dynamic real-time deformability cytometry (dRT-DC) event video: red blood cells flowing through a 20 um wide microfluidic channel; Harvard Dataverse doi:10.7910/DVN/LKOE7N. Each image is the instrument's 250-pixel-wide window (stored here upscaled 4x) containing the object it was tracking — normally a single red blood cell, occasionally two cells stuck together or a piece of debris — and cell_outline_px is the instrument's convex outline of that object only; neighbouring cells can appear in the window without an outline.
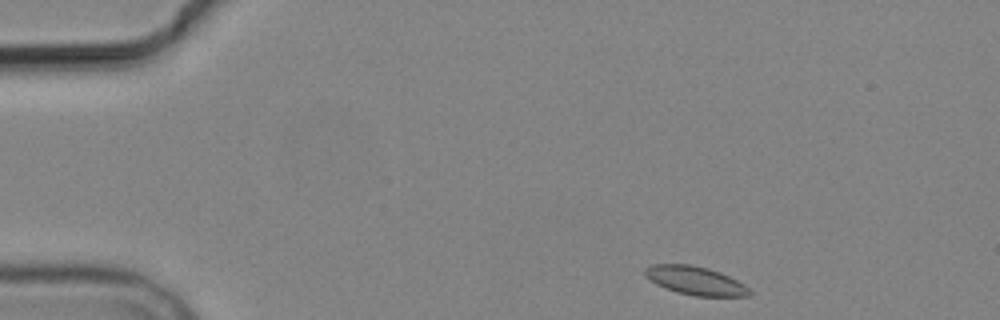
{"species": "common noctule bat (a hibernating species)", "species_latin": "Nyctalus noctula", "temperature_condition": "cold", "stored_images_in_passage": 3, "camera_frame_rate_fps": 3000, "um_per_image_px": 0.085, "animal": {"sex": "male", "body_mass_g": 19.2, "forearm_length_mm": 51.8}, "frame": {"image": 1, "passage_image": 1, "time_ms": 0.0, "image_size_px": [1000, 320], "cell_outline_px": [[752, 292], [748, 296], [696, 296], [676, 292], [664, 288], [656, 284], [644, 276], [644, 268], [652, 264], [692, 264], [708, 268], [720, 272], [744, 284]], "centroid_in_image_um": [59.06, 23.84], "position_along_channel_um": 25.9, "area_um2": 17.46}}